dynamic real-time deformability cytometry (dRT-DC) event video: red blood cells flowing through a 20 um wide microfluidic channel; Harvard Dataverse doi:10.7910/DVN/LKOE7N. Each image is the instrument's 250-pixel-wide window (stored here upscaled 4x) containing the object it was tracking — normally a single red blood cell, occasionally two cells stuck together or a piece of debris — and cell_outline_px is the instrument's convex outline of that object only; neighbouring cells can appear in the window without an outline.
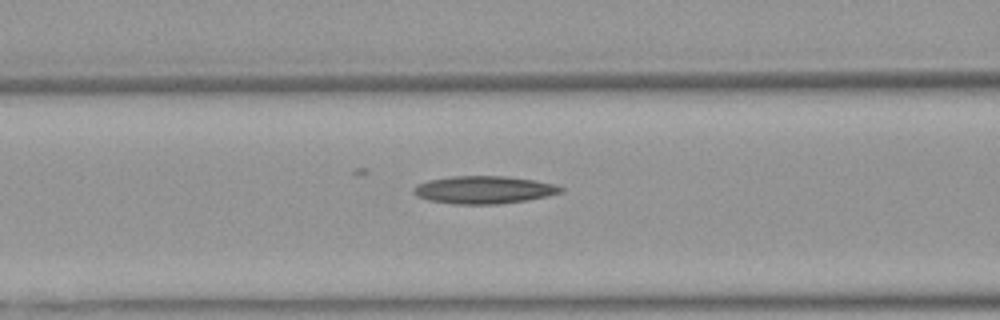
{"species": "Egyptian fruit bat (a non-hibernating species)", "species_latin": "Rousettus aegyptiacus", "temperature_condition": "warm", "stored_images_in_passage": 51, "camera_frame_rate_fps": 3000, "um_per_image_px": 0.085, "animal": {"sex": "female"}, "frame": {"image": 1, "passage_image": 20, "time_ms": 6.333, "image_size_px": [1000, 320], "cell_outline_px": [[564, 192], [548, 196], [528, 200], [500, 204], [456, 204], [428, 200], [416, 196], [412, 192], [412, 188], [416, 184], [428, 180], [452, 176], [504, 176], [532, 180], [556, 184], [564, 188]], "centroid_in_image_um": [41.12, 16.14], "position_along_channel_um": 125.5, "area_um2": 23.93}}
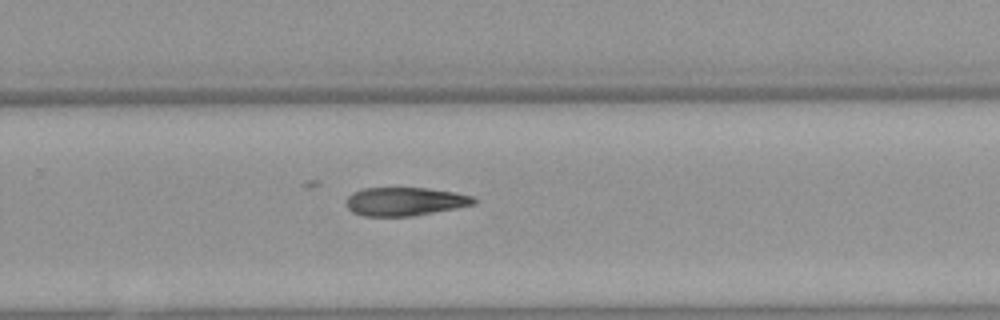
{"frame": {"image": 2, "passage_image": 33, "time_ms": 10.667, "image_size_px": [1000, 320], "cell_outline_px": [[476, 204], [456, 208], [412, 216], [364, 216], [352, 212], [344, 204], [344, 200], [352, 192], [364, 188], [428, 188], [456, 192], [472, 196], [476, 200]], "centroid_in_image_um": [34.39, 17.12], "position_along_channel_um": 295.4, "area_um2": 21.33}}
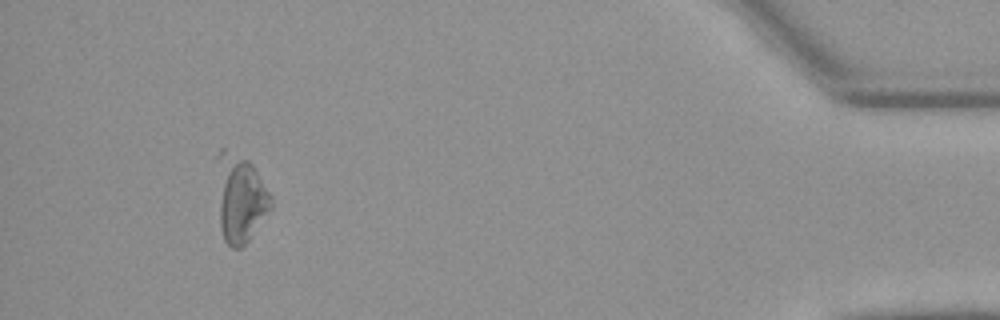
{"frame": {"image": 3, "passage_image": 47, "time_ms": 15.333, "image_size_px": [1000, 320], "cell_outline_px": [[272, 208], [248, 240], [240, 248], [232, 248], [224, 240], [220, 224], [216, 160], [216, 156], [220, 148], [224, 148], [248, 160], [252, 164], [268, 192], [272, 200]], "centroid_in_image_um": [20.39, 16.84], "position_along_channel_um": 414.8, "area_um2": 27.34}}